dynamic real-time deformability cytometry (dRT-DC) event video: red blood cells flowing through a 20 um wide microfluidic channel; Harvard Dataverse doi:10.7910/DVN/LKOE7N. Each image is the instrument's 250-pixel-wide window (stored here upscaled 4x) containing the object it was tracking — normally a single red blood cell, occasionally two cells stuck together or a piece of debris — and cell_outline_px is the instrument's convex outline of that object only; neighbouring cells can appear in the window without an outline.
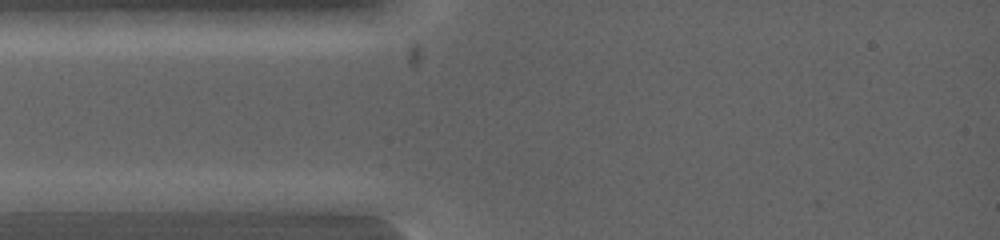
{"species": "common noctule bat (a hibernating species)", "species_latin": "Nyctalus noctula", "temperature_condition": "warm", "stored_images_in_passage": 3, "camera_frame_rate_fps": 5000, "um_per_image_px": 0.085, "animal": {"sex": "female", "body_mass_g": 19.0, "forearm_length_mm": 53.3}, "frame": {"image": 1, "passage_image": 2, "time_ms": 0.6, "image_size_px": [1000, 240], "cell_outline_px": [[124, 200], [112, 212], [16, 212], [12, 200], [28, 192], [88, 192]], "centroid_in_image_um": [5.54, 17.21], "position_along_channel_um": 79.5, "area_um2": 13.99}}